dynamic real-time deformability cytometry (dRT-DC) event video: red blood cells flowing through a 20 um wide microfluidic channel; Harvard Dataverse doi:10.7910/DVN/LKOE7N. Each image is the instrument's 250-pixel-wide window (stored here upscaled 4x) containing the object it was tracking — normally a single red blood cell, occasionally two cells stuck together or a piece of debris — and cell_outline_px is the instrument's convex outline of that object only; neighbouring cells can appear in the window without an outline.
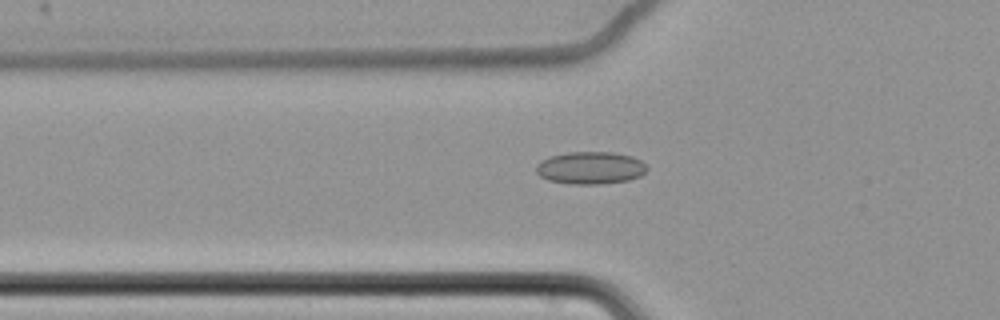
{"species": "common noctule bat (a hibernating species)", "species_latin": "Nyctalus noctula", "temperature_condition": "cold", "stored_images_in_passage": 64, "camera_frame_rate_fps": 3000, "um_per_image_px": 0.085, "animal": {"sex": "female", "body_mass_g": 22.7, "forearm_length_mm": 54.2}, "frame": {"image": 1, "passage_image": 25, "time_ms": 8.0, "image_size_px": [1000, 320], "cell_outline_px": [[648, 168], [640, 176], [628, 180], [600, 184], [572, 184], [548, 180], [540, 176], [536, 172], [536, 164], [540, 160], [552, 156], [568, 152], [612, 152], [632, 156], [640, 160]], "centroid_in_image_um": [50.17, 14.27], "position_along_channel_um": 75.6, "area_um2": 20.92}}
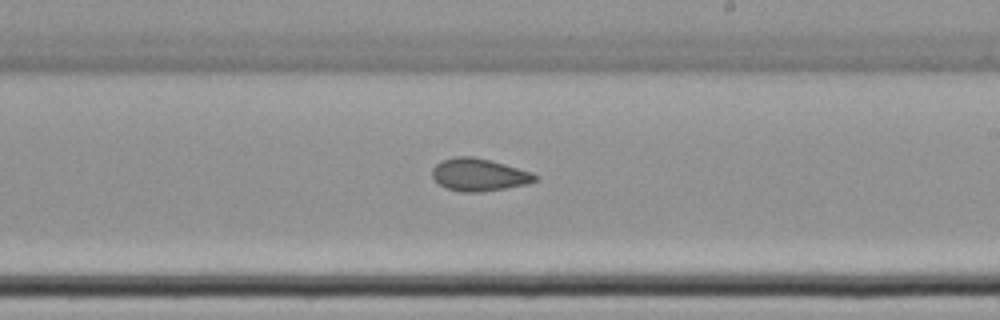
{"frame": {"image": 2, "passage_image": 40, "time_ms": 13.0, "image_size_px": [1000, 320], "cell_outline_px": [[536, 180], [524, 184], [504, 188], [476, 192], [460, 192], [444, 188], [432, 176], [432, 168], [440, 160], [456, 156], [472, 156], [504, 164], [532, 172], [536, 176]], "centroid_in_image_um": [40.64, 14.84], "position_along_channel_um": 248.4, "area_um2": 19.25}}
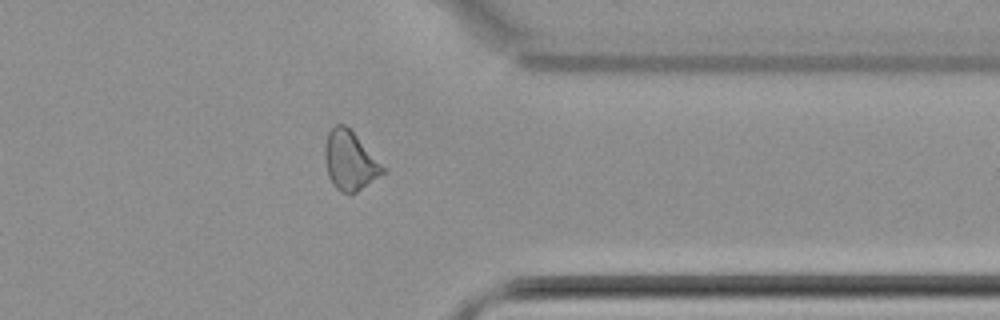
{"frame": {"image": 3, "passage_image": 52, "time_ms": 17.0, "image_size_px": [1000, 320], "cell_outline_px": [[388, 172], [356, 192], [340, 192], [332, 184], [328, 176], [324, 156], [324, 148], [328, 132], [336, 124], [344, 124], [356, 136]], "centroid_in_image_um": [29.72, 13.68], "position_along_channel_um": 381.7, "area_um2": 19.65}, "authors_computed_cell_mechanics": {"area_um2": 20.4901, "velocity_mm_per_s": 3.472, "shape_relaxation_time_tau1_ms": null, "shape_relaxation_time_tau2_ms": 3.9015, "deformation_change_tau1": null, "deformation_change_tau2": 0.1022}}